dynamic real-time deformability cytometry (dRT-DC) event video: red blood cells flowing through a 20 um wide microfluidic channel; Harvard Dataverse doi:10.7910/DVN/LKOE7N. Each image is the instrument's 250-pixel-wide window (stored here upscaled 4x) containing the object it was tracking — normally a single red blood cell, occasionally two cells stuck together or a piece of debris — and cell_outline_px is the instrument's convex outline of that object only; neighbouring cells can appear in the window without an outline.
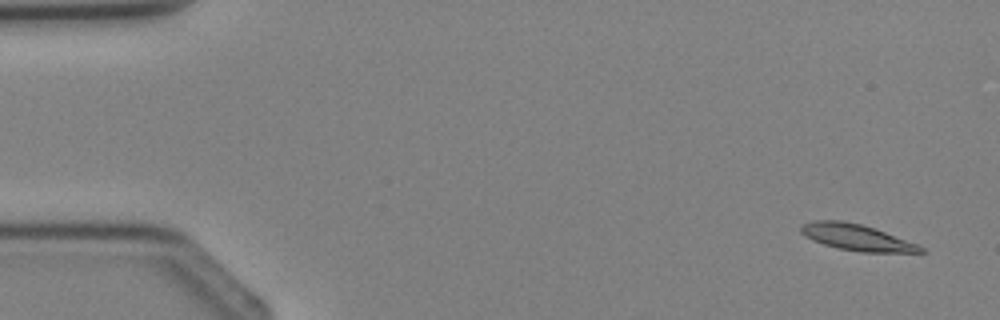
{"species": "Egyptian fruit bat (a non-hibernating species)", "species_latin": "Rousettus aegyptiacus", "temperature_condition": "cold", "stored_images_in_passage": 4, "camera_frame_rate_fps": 3000, "um_per_image_px": 0.085, "animal": {"sex": "female"}, "frame": {"image": 1, "passage_image": 1, "time_ms": 0.0, "image_size_px": [1000, 320], "cell_outline_px": [[928, 252], [860, 252], [840, 248], [824, 244], [812, 240], [804, 236], [800, 232], [800, 224], [812, 220], [840, 220], [860, 224], [884, 232], [916, 244], [924, 248]], "centroid_in_image_um": [72.73, 20.17], "position_along_channel_um": 12.3, "area_um2": 18.03}}